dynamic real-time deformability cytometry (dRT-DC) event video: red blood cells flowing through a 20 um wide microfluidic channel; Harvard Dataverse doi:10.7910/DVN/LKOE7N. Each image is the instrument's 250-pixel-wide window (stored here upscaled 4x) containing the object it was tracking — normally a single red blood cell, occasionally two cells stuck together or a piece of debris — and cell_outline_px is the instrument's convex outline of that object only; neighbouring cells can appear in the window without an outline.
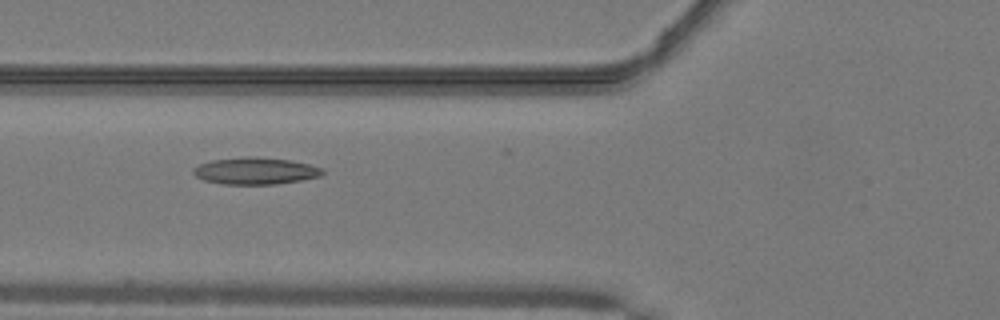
{"species": "common noctule bat (a hibernating species)", "species_latin": "Nyctalus noctula", "temperature_condition": "warm", "stored_images_in_passage": 53, "camera_frame_rate_fps": 3000, "um_per_image_px": 0.085, "animal": {"sex": "male", "body_mass_g": 19.2, "forearm_length_mm": 51.8}, "frame": {"image": 1, "passage_image": 21, "time_ms": 6.667, "image_size_px": [1000, 320], "cell_outline_px": [[324, 172], [320, 176], [300, 180], [276, 184], [220, 184], [204, 180], [196, 176], [192, 172], [192, 168], [200, 164], [212, 160], [244, 156], [256, 156], [288, 160], [308, 164], [324, 168]], "centroid_in_image_um": [21.68, 14.52], "position_along_channel_um": 104.1, "area_um2": 20.29}}
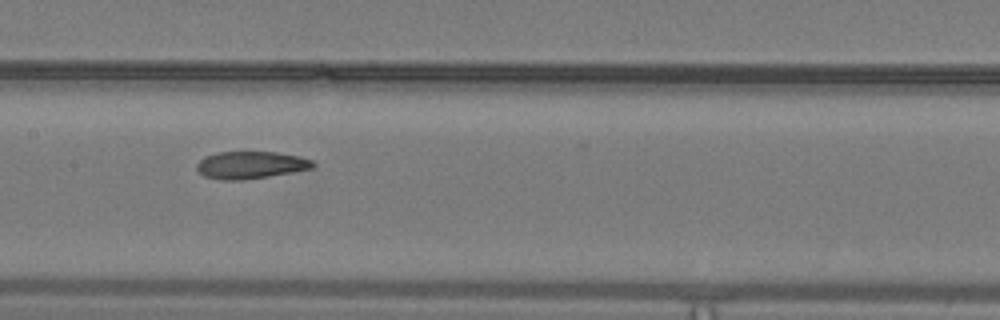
{"frame": {"image": 2, "passage_image": 27, "time_ms": 8.667, "image_size_px": [1000, 320], "cell_outline_px": [[316, 164], [312, 168], [292, 172], [244, 180], [220, 180], [204, 176], [196, 168], [196, 164], [204, 156], [216, 152], [276, 152], [296, 156], [312, 160]], "centroid_in_image_um": [21.26, 14.03], "position_along_channel_um": 186.1, "area_um2": 18.44}}
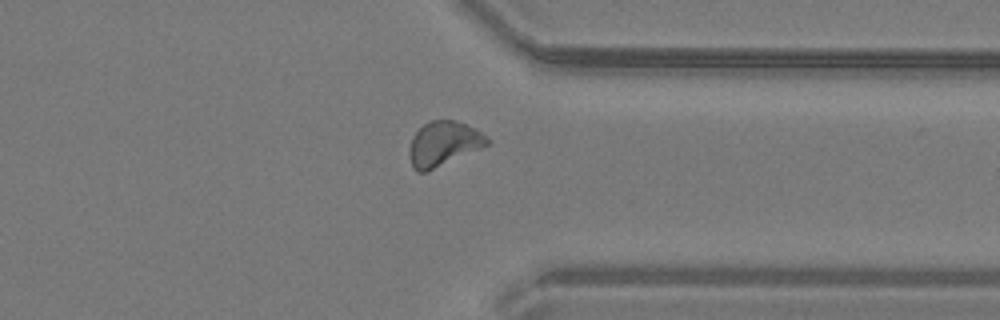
{"frame": {"image": 3, "passage_image": 41, "time_ms": 13.333, "image_size_px": [1000, 320], "cell_outline_px": [[488, 144], [480, 148], [424, 172], [416, 172], [412, 168], [408, 156], [408, 152], [412, 136], [428, 120], [456, 120], [476, 128], [488, 140]], "centroid_in_image_um": [37.63, 12.2], "position_along_channel_um": 373.8, "area_um2": 19.94}, "authors_computed_cell_mechanics": {"area_um2": 19.5942, "velocity_mm_per_s": 4.0889, "shape_relaxation_time_tau1_ms": 5.2427, "shape_relaxation_time_tau2_ms": 2.3015, "deformation_change_tau1": 0.1716, "deformation_change_tau2": 0.0957}}